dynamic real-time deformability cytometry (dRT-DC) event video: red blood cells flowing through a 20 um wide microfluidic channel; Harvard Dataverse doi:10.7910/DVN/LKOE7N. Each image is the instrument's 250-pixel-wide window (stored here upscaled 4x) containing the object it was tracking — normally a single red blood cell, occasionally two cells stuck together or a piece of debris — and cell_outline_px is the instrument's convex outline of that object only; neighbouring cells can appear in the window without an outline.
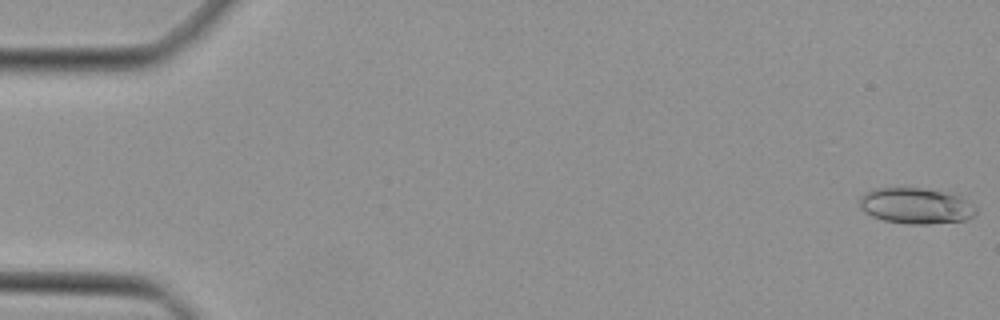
{"species": "Egyptian fruit bat (a non-hibernating species)", "species_latin": "Rousettus aegyptiacus", "temperature_condition": "cold", "stored_images_in_passage": 6, "camera_frame_rate_fps": 3000, "um_per_image_px": 0.085, "animal": {"sex": "female"}, "frame": {"image": 1, "passage_image": 1, "time_ms": 0.0, "image_size_px": [1000, 320], "cell_outline_px": [[976, 212], [968, 220], [928, 224], [908, 224], [884, 220], [872, 216], [864, 212], [860, 204], [860, 196], [864, 192], [872, 188], [924, 188], [944, 192], [960, 196], [972, 200], [976, 208]], "centroid_in_image_um": [77.88, 17.49], "position_along_channel_um": 7.1, "area_um2": 24.62}}